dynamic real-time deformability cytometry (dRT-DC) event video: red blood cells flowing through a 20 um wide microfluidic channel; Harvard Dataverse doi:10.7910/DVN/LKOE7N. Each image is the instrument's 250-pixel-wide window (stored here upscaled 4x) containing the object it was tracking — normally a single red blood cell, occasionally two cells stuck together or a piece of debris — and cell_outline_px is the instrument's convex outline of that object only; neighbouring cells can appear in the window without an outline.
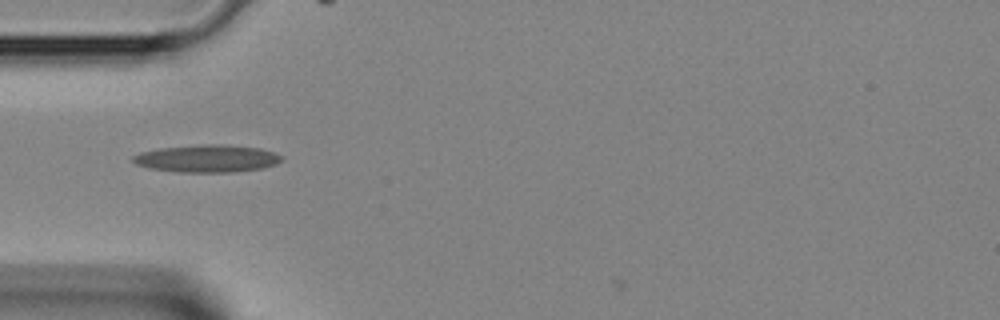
{"species": "Egyptian fruit bat (a non-hibernating species)", "species_latin": "Rousettus aegyptiacus", "temperature_condition": "room temperature", "stored_images_in_passage": 11, "camera_frame_rate_fps": 3000, "um_per_image_px": 0.085, "animal": {"sex": "female"}, "frame": {"image": 1, "passage_image": 1, "time_ms": 0.0, "image_size_px": [1000, 320], "cell_outline_px": [[284, 156], [276, 164], [264, 168], [236, 172], [180, 172], [148, 168], [136, 164], [132, 160], [132, 156], [140, 152], [160, 148], [204, 144], [220, 144], [260, 148]], "centroid_in_image_um": [17.6, 13.48], "position_along_channel_um": 67.4, "area_um2": 23.81}}
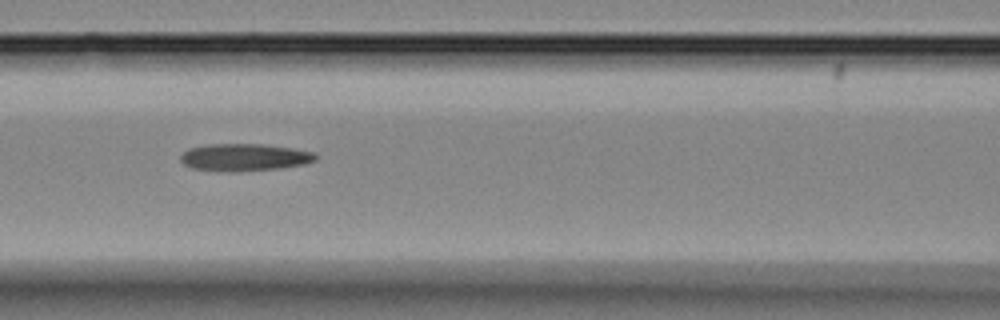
{"frame": {"image": 2, "passage_image": 6, "time_ms": 1.667, "image_size_px": [1000, 320], "cell_outline_px": [[320, 156], [316, 160], [304, 164], [280, 168], [236, 172], [224, 172], [192, 168], [184, 164], [180, 160], [180, 156], [188, 148], [208, 144], [264, 144], [292, 148], [312, 152]], "centroid_in_image_um": [20.77, 13.37], "position_along_channel_um": 145.8, "area_um2": 21.68}}
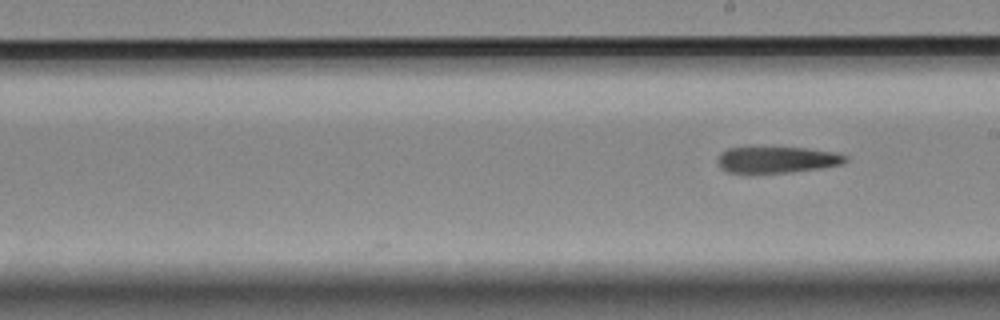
{"frame": {"image": 3, "passage_image": 11, "time_ms": 3.333, "image_size_px": [1000, 320], "cell_outline_px": [[848, 160], [844, 164], [820, 168], [788, 172], [752, 176], [728, 172], [720, 168], [716, 160], [720, 152], [728, 148], [804, 148], [832, 152], [848, 156]], "centroid_in_image_um": [65.96, 13.62], "position_along_channel_um": 223.0, "area_um2": 20.17}}